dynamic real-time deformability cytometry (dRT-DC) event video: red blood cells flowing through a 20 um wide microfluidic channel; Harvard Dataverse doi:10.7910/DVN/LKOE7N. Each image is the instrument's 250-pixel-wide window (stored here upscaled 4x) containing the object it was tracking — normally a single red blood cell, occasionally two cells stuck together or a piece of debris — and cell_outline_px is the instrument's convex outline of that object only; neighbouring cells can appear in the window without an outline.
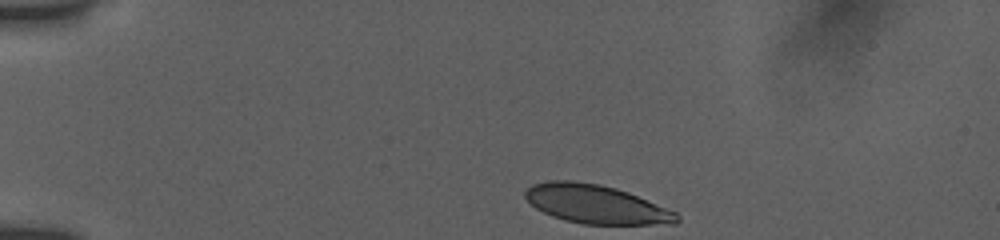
{"species": "human", "species_latin": "Homo sapiens", "temperature_condition": "room temperature", "stored_images_in_passage": 39, "camera_frame_rate_fps": 3000, "um_per_image_px": 0.085, "donor": {"sex": "female"}, "frame": {"image": 1, "passage_image": 1, "time_ms": 0.0, "image_size_px": [1000, 240], "cell_outline_px": [[680, 220], [676, 224], [584, 224], [564, 220], [552, 216], [536, 208], [524, 196], [524, 192], [532, 184], [548, 180], [572, 180], [600, 184], [616, 188], [628, 192], [676, 212], [680, 216]], "centroid_in_image_um": [50.66, 17.35], "position_along_channel_um": 34.3, "area_um2": 34.16}}
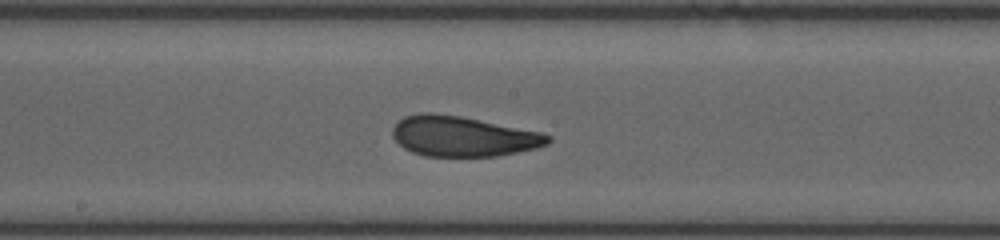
{"frame": {"image": 2, "passage_image": 20, "time_ms": 6.333, "image_size_px": [1000, 240], "cell_outline_px": [[552, 140], [548, 144], [536, 148], [496, 156], [424, 156], [412, 152], [404, 148], [392, 136], [392, 128], [404, 116], [420, 112], [432, 112], [460, 116], [544, 132], [552, 136]], "centroid_in_image_um": [39.37, 11.58], "position_along_channel_um": 208.8, "area_um2": 36.65}}
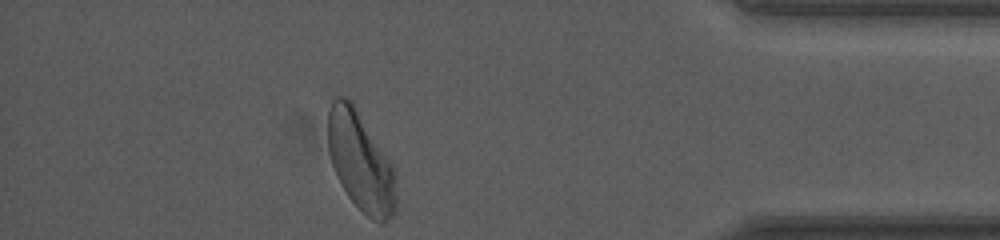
{"frame": {"image": 3, "passage_image": 38, "time_ms": 12.333, "image_size_px": [1000, 240], "cell_outline_px": [[396, 212], [384, 224], [380, 224], [372, 220], [348, 196], [336, 176], [332, 164], [328, 148], [328, 108], [332, 100], [336, 96], [348, 96], [352, 100], [392, 164], [396, 172]], "centroid_in_image_um": [30.66, 13.72], "position_along_channel_um": 404.5, "area_um2": 39.82}, "authors_computed_cell_mechanics": {"area_um2": 36.3562, "velocity_mm_per_s": 3.8195, "shape_relaxation_time_tau1_ms": 5.7901, "shape_relaxation_time_tau2_ms": 1.3318, "deformation_change_tau1": 0.1756, "deformation_change_tau2": 0.0841}}